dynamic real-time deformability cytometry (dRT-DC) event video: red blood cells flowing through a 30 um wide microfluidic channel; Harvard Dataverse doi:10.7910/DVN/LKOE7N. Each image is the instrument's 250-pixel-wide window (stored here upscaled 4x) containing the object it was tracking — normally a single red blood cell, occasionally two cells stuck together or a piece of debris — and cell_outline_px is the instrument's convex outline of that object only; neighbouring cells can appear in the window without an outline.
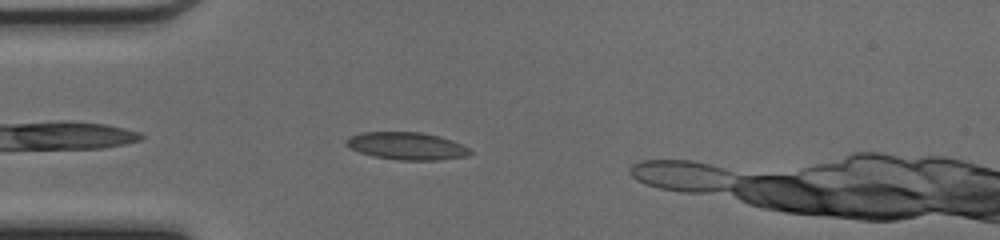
{"species": "common noctule bat (a hibernating species)", "species_latin": "Nyctalus noctula", "temperature_condition": "cold", "stored_images_in_passage": 31, "camera_frame_rate_fps": 3000, "um_per_image_px": 0.085, "animal": {"sex": "female", "body_mass_g": 17.0, "forearm_length_mm": 48.0}, "frame": {"image": 1, "passage_image": 3, "time_ms": 0.667, "image_size_px": [1000, 240], "cell_outline_px": [[472, 152], [468, 156], [440, 160], [400, 160], [376, 156], [360, 152], [344, 144], [344, 140], [360, 132], [420, 132], [452, 140], [468, 148]], "centroid_in_image_um": [34.57, 12.41], "position_along_channel_um": 50.4, "area_um2": 19.59}}
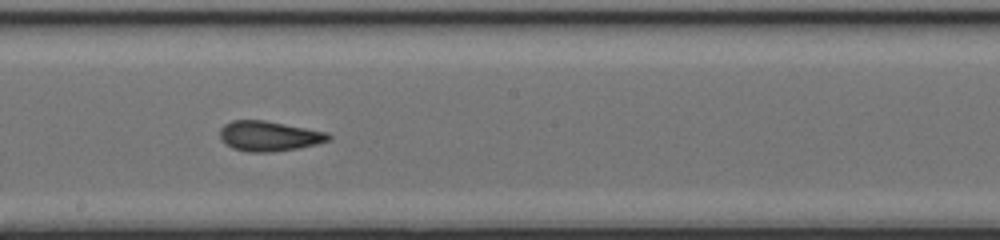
{"frame": {"image": 2, "passage_image": 16, "time_ms": 5.0, "image_size_px": [1000, 240], "cell_outline_px": [[332, 140], [300, 148], [272, 152], [248, 152], [232, 148], [224, 144], [220, 136], [220, 128], [224, 124], [232, 120], [264, 120], [328, 132], [332, 136]], "centroid_in_image_um": [22.88, 11.57], "position_along_channel_um": 225.3, "area_um2": 19.25}}
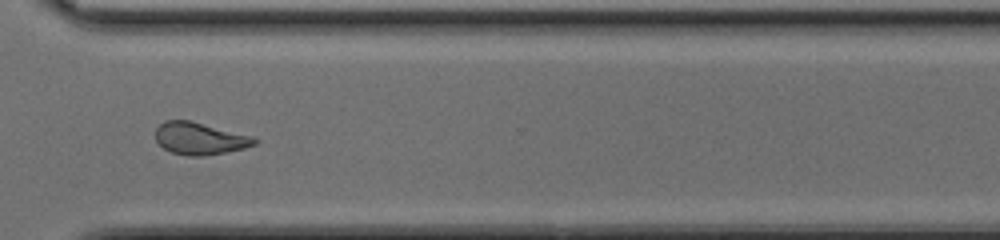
{"frame": {"image": 3, "passage_image": 25, "time_ms": 8.0, "image_size_px": [1000, 240], "cell_outline_px": [[260, 140], [256, 144], [244, 148], [204, 156], [188, 156], [172, 152], [164, 148], [156, 140], [156, 128], [164, 120], [188, 120], [252, 136]], "centroid_in_image_um": [16.98, 11.77], "position_along_channel_um": 353.6, "area_um2": 18.38}}